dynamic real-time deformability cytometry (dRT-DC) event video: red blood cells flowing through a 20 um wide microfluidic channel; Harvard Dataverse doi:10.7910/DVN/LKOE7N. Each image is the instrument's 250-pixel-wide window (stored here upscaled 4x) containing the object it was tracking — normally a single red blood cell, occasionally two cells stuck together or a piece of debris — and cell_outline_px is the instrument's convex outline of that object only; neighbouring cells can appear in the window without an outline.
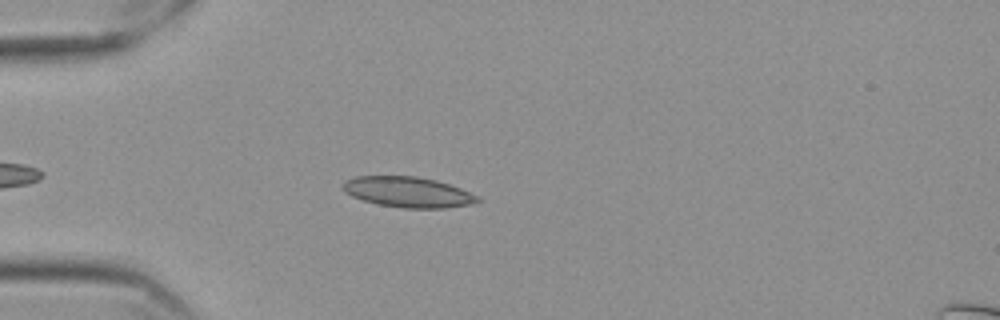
{"species": "Egyptian fruit bat (a non-hibernating species)", "species_latin": "Rousettus aegyptiacus", "temperature_condition": "cold", "stored_images_in_passage": 48, "camera_frame_rate_fps": 3000, "um_per_image_px": 0.085, "frame": {"image": 1, "passage_image": 7, "time_ms": 2.0, "image_size_px": [1000, 320], "cell_outline_px": [[480, 200], [472, 204], [444, 208], [404, 208], [376, 204], [352, 196], [344, 192], [340, 188], [340, 184], [344, 180], [356, 176], [416, 176], [436, 180], [460, 188], [480, 196]], "centroid_in_image_um": [34.63, 16.32], "position_along_channel_um": 50.4, "area_um2": 24.16}}
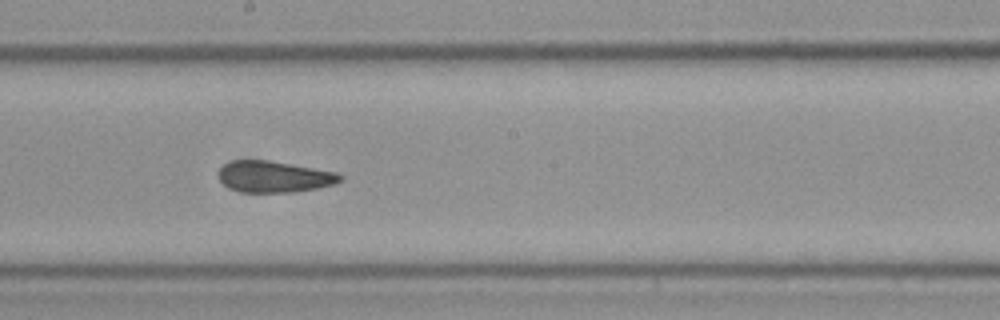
{"frame": {"image": 2, "passage_image": 23, "time_ms": 7.333, "image_size_px": [1000, 320], "cell_outline_px": [[344, 176], [340, 180], [332, 184], [316, 188], [292, 192], [244, 192], [232, 188], [224, 184], [220, 180], [220, 168], [224, 164], [232, 160], [268, 160], [336, 172]], "centroid_in_image_um": [23.3, 15.01], "position_along_channel_um": 224.9, "area_um2": 21.79}}
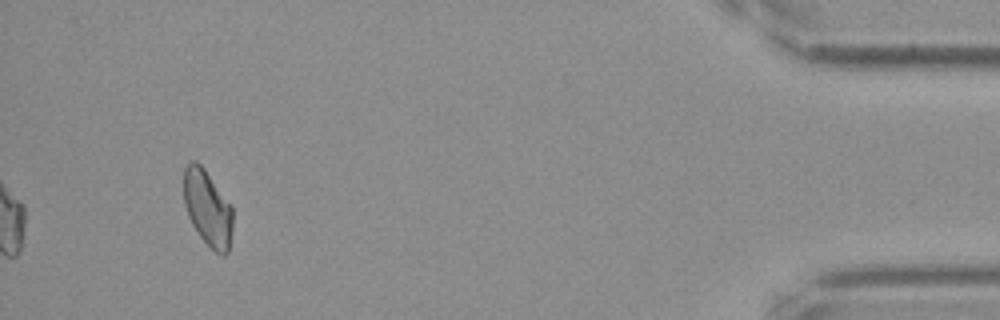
{"frame": {"image": 3, "passage_image": 45, "time_ms": 14.667, "image_size_px": [1000, 320], "cell_outline_px": [[232, 232], [228, 252], [224, 256], [220, 256], [200, 236], [192, 224], [188, 216], [184, 204], [184, 168], [192, 160], [196, 160], [204, 168], [232, 208]], "centroid_in_image_um": [17.64, 17.7], "position_along_channel_um": 417.6, "area_um2": 21.39}, "authors_computed_cell_mechanics": {"area_um2": 22.253, "velocity_mm_per_s": 3.5344, "shape_relaxation_time_tau1_ms": null, "shape_relaxation_time_tau2_ms": 3.6946, "deformation_change_tau1": null, "deformation_change_tau2": 0.0927}}